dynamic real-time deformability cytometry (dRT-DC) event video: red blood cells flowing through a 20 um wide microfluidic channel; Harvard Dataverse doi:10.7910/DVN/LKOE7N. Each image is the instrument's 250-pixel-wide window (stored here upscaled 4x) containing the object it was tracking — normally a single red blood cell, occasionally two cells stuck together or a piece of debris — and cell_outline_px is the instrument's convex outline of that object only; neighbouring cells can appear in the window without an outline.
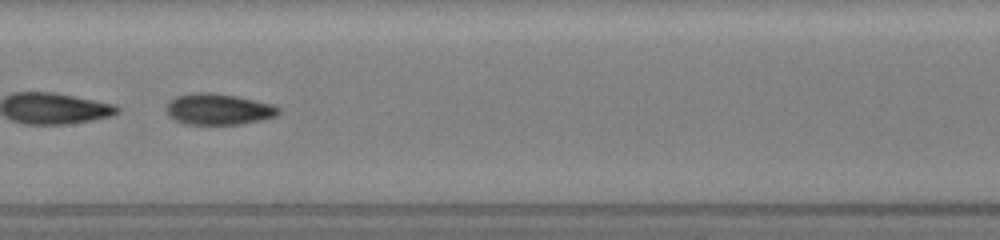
{"species": "common noctule bat (a hibernating species)", "species_latin": "Nyctalus noctula", "temperature_condition": "room temperature", "stored_images_in_passage": 51, "camera_frame_rate_fps": 3000, "um_per_image_px": 0.085, "animal": {"sex": "female", "body_mass_g": 19.5, "forearm_length_mm": 54.1}, "frame": {"image": 1, "passage_image": 28, "time_ms": 9.0, "image_size_px": [1000, 240], "cell_outline_px": [[280, 112], [276, 116], [260, 120], [240, 124], [188, 124], [176, 120], [168, 116], [164, 108], [168, 100], [176, 96], [196, 92], [208, 92], [236, 96], [272, 104], [280, 108]], "centroid_in_image_um": [18.52, 9.28], "position_along_channel_um": 188.9, "area_um2": 20.4}, "authors_computed_cell_mechanics": {"area_um2": 21.5016, "velocity_mm_per_s": 3.9271, "shape_relaxation_time_tau1_ms": 6.8467, "shape_relaxation_time_tau2_ms": 1.4677, "deformation_change_tau1": 0.185, "deformation_change_tau2": 0.0674}}